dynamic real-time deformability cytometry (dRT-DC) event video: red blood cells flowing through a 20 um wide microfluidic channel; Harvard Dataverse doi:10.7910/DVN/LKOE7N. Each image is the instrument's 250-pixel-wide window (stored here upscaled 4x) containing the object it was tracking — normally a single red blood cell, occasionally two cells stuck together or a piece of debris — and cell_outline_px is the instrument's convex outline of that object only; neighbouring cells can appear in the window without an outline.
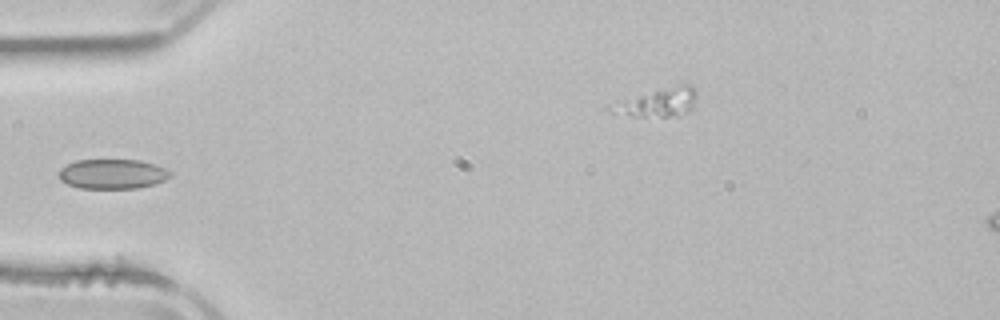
{"species": "common noctule bat (a hibernating species)", "species_latin": "Nyctalus noctula", "temperature_condition": "room temperature", "stored_images_in_passage": 5, "camera_frame_rate_fps": 3000, "um_per_image_px": 0.085, "animal": {"sex": "male", "body_mass_g": 21.5, "forearm_length_mm": 52.0}, "frame": {"image": 1, "passage_image": 4, "time_ms": 5.333, "image_size_px": [1000, 320], "cell_outline_px": [[172, 176], [164, 180], [152, 184], [136, 188], [80, 188], [68, 184], [60, 180], [60, 168], [76, 160], [140, 160], [164, 168], [172, 172]], "centroid_in_image_um": [9.56, 14.78], "position_along_channel_um": 75.4, "area_um2": 19.07}}
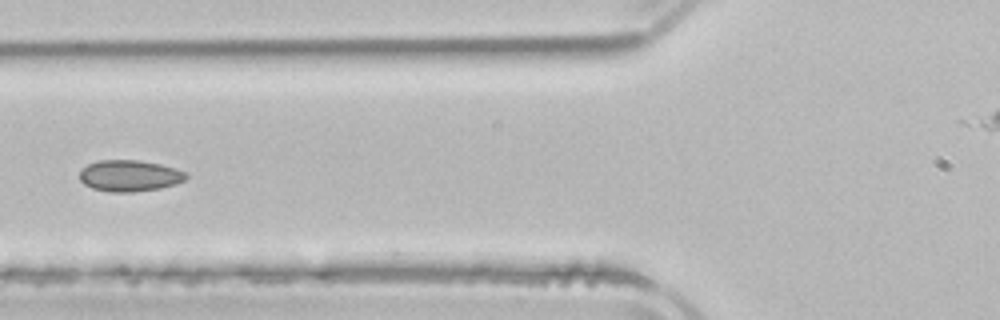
{"frame": {"image": 2, "passage_image": 5, "time_ms": 6.333, "image_size_px": [1000, 320], "cell_outline_px": [[188, 176], [184, 180], [176, 184], [160, 188], [132, 192], [108, 192], [92, 188], [84, 184], [80, 180], [80, 172], [88, 164], [100, 160], [136, 160], [160, 164], [184, 172]], "centroid_in_image_um": [10.99, 14.95], "position_along_channel_um": 114.8, "area_um2": 19.25}}